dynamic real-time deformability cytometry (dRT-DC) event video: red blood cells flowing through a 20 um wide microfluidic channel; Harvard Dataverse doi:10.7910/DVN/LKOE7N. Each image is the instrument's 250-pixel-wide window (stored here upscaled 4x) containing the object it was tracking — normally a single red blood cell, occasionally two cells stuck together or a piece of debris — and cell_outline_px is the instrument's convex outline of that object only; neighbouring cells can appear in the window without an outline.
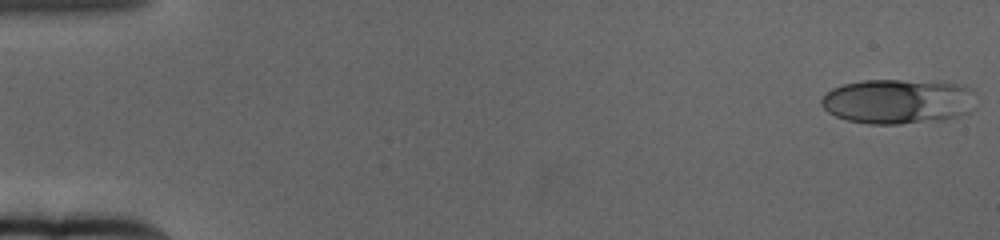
{"species": "human", "species_latin": "Homo sapiens", "temperature_condition": "cold", "stored_images_in_passage": 64, "camera_frame_rate_fps": 3000, "um_per_image_px": 0.085, "donor": {"sex": "female"}, "frame": {"image": 1, "passage_image": 1, "time_ms": 0.0, "image_size_px": [1000, 240], "cell_outline_px": [[976, 108], [960, 116], [944, 120], [900, 124], [868, 124], [848, 120], [836, 116], [828, 112], [820, 104], [820, 100], [832, 88], [844, 84], [864, 80], [944, 80], [964, 84], [972, 88], [976, 92]], "centroid_in_image_um": [76.46, 8.6], "position_along_channel_um": 8.5, "area_um2": 41.62}}
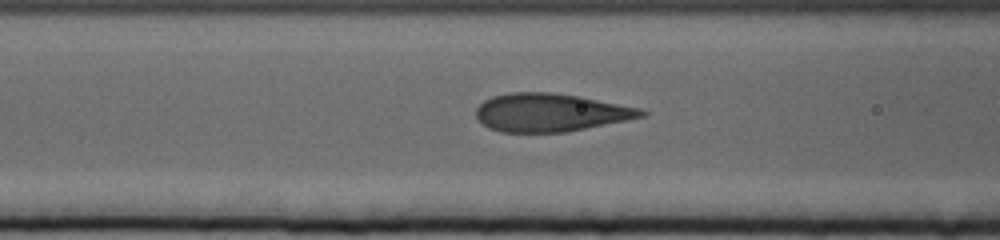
{"frame": {"image": 2, "passage_image": 26, "time_ms": 8.333, "image_size_px": [1000, 240], "cell_outline_px": [[648, 112], [644, 116], [564, 132], [500, 132], [488, 128], [476, 116], [476, 108], [484, 100], [492, 96], [512, 92], [548, 92], [580, 96], [640, 108]], "centroid_in_image_um": [46.74, 9.55], "position_along_channel_um": 119.9, "area_um2": 36.36}}
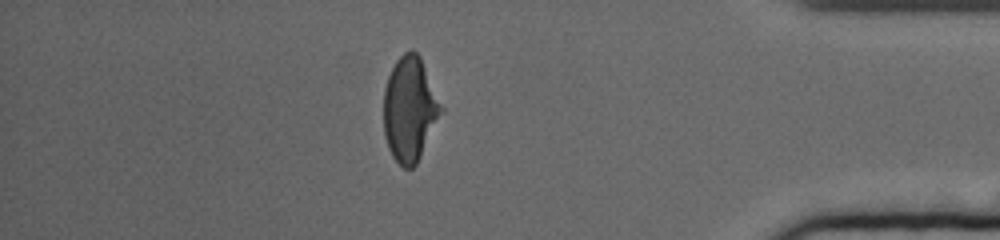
{"frame": {"image": 3, "passage_image": 56, "time_ms": 18.333, "image_size_px": [1000, 240], "cell_outline_px": [[444, 112], [416, 164], [412, 168], [404, 168], [392, 156], [388, 148], [384, 136], [384, 88], [388, 76], [396, 60], [404, 52], [412, 48], [420, 56], [444, 108]], "centroid_in_image_um": [34.84, 9.27], "position_along_channel_um": 400.4, "area_um2": 35.32}, "authors_computed_cell_mechanics": {"area_um2": 37.1365, "velocity_mm_per_s": 3.1432, "shape_relaxation_time_tau1_ms": 5.5595, "shape_relaxation_time_tau2_ms": null, "deformation_change_tau1": 0.173, "deformation_change_tau2": null}}